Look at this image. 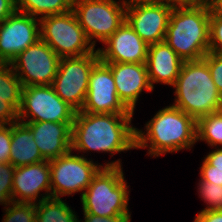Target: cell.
<instances>
[{
	"label": "cell",
	"mask_w": 222,
	"mask_h": 222,
	"mask_svg": "<svg viewBox=\"0 0 222 222\" xmlns=\"http://www.w3.org/2000/svg\"><path fill=\"white\" fill-rule=\"evenodd\" d=\"M133 114L76 111L72 124L71 150L114 153L135 149Z\"/></svg>",
	"instance_id": "cell-1"
},
{
	"label": "cell",
	"mask_w": 222,
	"mask_h": 222,
	"mask_svg": "<svg viewBox=\"0 0 222 222\" xmlns=\"http://www.w3.org/2000/svg\"><path fill=\"white\" fill-rule=\"evenodd\" d=\"M145 125L146 134L135 128V149L149 146L153 157L190 149L197 142V120L172 105L159 110Z\"/></svg>",
	"instance_id": "cell-2"
},
{
	"label": "cell",
	"mask_w": 222,
	"mask_h": 222,
	"mask_svg": "<svg viewBox=\"0 0 222 222\" xmlns=\"http://www.w3.org/2000/svg\"><path fill=\"white\" fill-rule=\"evenodd\" d=\"M173 87L176 96L172 106L196 120L220 110L222 95L204 59L184 61Z\"/></svg>",
	"instance_id": "cell-3"
},
{
	"label": "cell",
	"mask_w": 222,
	"mask_h": 222,
	"mask_svg": "<svg viewBox=\"0 0 222 222\" xmlns=\"http://www.w3.org/2000/svg\"><path fill=\"white\" fill-rule=\"evenodd\" d=\"M208 5L173 8L164 41L184 61L200 60L209 52Z\"/></svg>",
	"instance_id": "cell-4"
},
{
	"label": "cell",
	"mask_w": 222,
	"mask_h": 222,
	"mask_svg": "<svg viewBox=\"0 0 222 222\" xmlns=\"http://www.w3.org/2000/svg\"><path fill=\"white\" fill-rule=\"evenodd\" d=\"M120 159L108 162L94 176L81 196L84 214L103 217L130 215L129 186L125 182Z\"/></svg>",
	"instance_id": "cell-5"
},
{
	"label": "cell",
	"mask_w": 222,
	"mask_h": 222,
	"mask_svg": "<svg viewBox=\"0 0 222 222\" xmlns=\"http://www.w3.org/2000/svg\"><path fill=\"white\" fill-rule=\"evenodd\" d=\"M41 39L60 57L91 54L95 47L87 39L73 10L39 19Z\"/></svg>",
	"instance_id": "cell-6"
},
{
	"label": "cell",
	"mask_w": 222,
	"mask_h": 222,
	"mask_svg": "<svg viewBox=\"0 0 222 222\" xmlns=\"http://www.w3.org/2000/svg\"><path fill=\"white\" fill-rule=\"evenodd\" d=\"M118 2L120 1L73 0L72 10L94 47L95 39L104 43L125 22L126 3L124 0Z\"/></svg>",
	"instance_id": "cell-7"
},
{
	"label": "cell",
	"mask_w": 222,
	"mask_h": 222,
	"mask_svg": "<svg viewBox=\"0 0 222 222\" xmlns=\"http://www.w3.org/2000/svg\"><path fill=\"white\" fill-rule=\"evenodd\" d=\"M75 114L76 110L56 94L52 85L22 88L18 121L24 124L41 121L73 123ZM26 118L29 119L24 121Z\"/></svg>",
	"instance_id": "cell-8"
},
{
	"label": "cell",
	"mask_w": 222,
	"mask_h": 222,
	"mask_svg": "<svg viewBox=\"0 0 222 222\" xmlns=\"http://www.w3.org/2000/svg\"><path fill=\"white\" fill-rule=\"evenodd\" d=\"M99 61L98 51L79 57L60 59L57 74L52 86L56 94L76 111L85 102L88 82L93 66Z\"/></svg>",
	"instance_id": "cell-9"
},
{
	"label": "cell",
	"mask_w": 222,
	"mask_h": 222,
	"mask_svg": "<svg viewBox=\"0 0 222 222\" xmlns=\"http://www.w3.org/2000/svg\"><path fill=\"white\" fill-rule=\"evenodd\" d=\"M72 154L70 150L61 157L49 161L51 198H60L80 191L82 196L94 176L103 167L91 159L87 160L83 155Z\"/></svg>",
	"instance_id": "cell-10"
},
{
	"label": "cell",
	"mask_w": 222,
	"mask_h": 222,
	"mask_svg": "<svg viewBox=\"0 0 222 222\" xmlns=\"http://www.w3.org/2000/svg\"><path fill=\"white\" fill-rule=\"evenodd\" d=\"M60 59L47 43L39 39L10 64L23 87L52 85Z\"/></svg>",
	"instance_id": "cell-11"
},
{
	"label": "cell",
	"mask_w": 222,
	"mask_h": 222,
	"mask_svg": "<svg viewBox=\"0 0 222 222\" xmlns=\"http://www.w3.org/2000/svg\"><path fill=\"white\" fill-rule=\"evenodd\" d=\"M82 112L133 114L119 99L111 69L102 61L92 68Z\"/></svg>",
	"instance_id": "cell-12"
},
{
	"label": "cell",
	"mask_w": 222,
	"mask_h": 222,
	"mask_svg": "<svg viewBox=\"0 0 222 222\" xmlns=\"http://www.w3.org/2000/svg\"><path fill=\"white\" fill-rule=\"evenodd\" d=\"M172 7L160 2L126 4V21L148 45L163 42Z\"/></svg>",
	"instance_id": "cell-13"
},
{
	"label": "cell",
	"mask_w": 222,
	"mask_h": 222,
	"mask_svg": "<svg viewBox=\"0 0 222 222\" xmlns=\"http://www.w3.org/2000/svg\"><path fill=\"white\" fill-rule=\"evenodd\" d=\"M39 19L15 11L0 22V55L7 62L41 39Z\"/></svg>",
	"instance_id": "cell-14"
},
{
	"label": "cell",
	"mask_w": 222,
	"mask_h": 222,
	"mask_svg": "<svg viewBox=\"0 0 222 222\" xmlns=\"http://www.w3.org/2000/svg\"><path fill=\"white\" fill-rule=\"evenodd\" d=\"M98 48L103 63H146L149 45L125 22Z\"/></svg>",
	"instance_id": "cell-15"
},
{
	"label": "cell",
	"mask_w": 222,
	"mask_h": 222,
	"mask_svg": "<svg viewBox=\"0 0 222 222\" xmlns=\"http://www.w3.org/2000/svg\"><path fill=\"white\" fill-rule=\"evenodd\" d=\"M45 191L40 196V191ZM39 195V196H38ZM51 198L49 161H41L15 168L12 185V201L35 203ZM36 200V201H35Z\"/></svg>",
	"instance_id": "cell-16"
},
{
	"label": "cell",
	"mask_w": 222,
	"mask_h": 222,
	"mask_svg": "<svg viewBox=\"0 0 222 222\" xmlns=\"http://www.w3.org/2000/svg\"><path fill=\"white\" fill-rule=\"evenodd\" d=\"M112 72L117 94L122 103L134 113L139 95L152 91L146 63H105Z\"/></svg>",
	"instance_id": "cell-17"
},
{
	"label": "cell",
	"mask_w": 222,
	"mask_h": 222,
	"mask_svg": "<svg viewBox=\"0 0 222 222\" xmlns=\"http://www.w3.org/2000/svg\"><path fill=\"white\" fill-rule=\"evenodd\" d=\"M43 158L47 161L61 157L71 150L73 123L50 121L26 122Z\"/></svg>",
	"instance_id": "cell-18"
},
{
	"label": "cell",
	"mask_w": 222,
	"mask_h": 222,
	"mask_svg": "<svg viewBox=\"0 0 222 222\" xmlns=\"http://www.w3.org/2000/svg\"><path fill=\"white\" fill-rule=\"evenodd\" d=\"M183 62L165 41L150 44L146 65L152 88L154 89V83L159 82L173 86Z\"/></svg>",
	"instance_id": "cell-19"
},
{
	"label": "cell",
	"mask_w": 222,
	"mask_h": 222,
	"mask_svg": "<svg viewBox=\"0 0 222 222\" xmlns=\"http://www.w3.org/2000/svg\"><path fill=\"white\" fill-rule=\"evenodd\" d=\"M45 161L30 128L20 122L11 124V147L9 163L15 168Z\"/></svg>",
	"instance_id": "cell-20"
},
{
	"label": "cell",
	"mask_w": 222,
	"mask_h": 222,
	"mask_svg": "<svg viewBox=\"0 0 222 222\" xmlns=\"http://www.w3.org/2000/svg\"><path fill=\"white\" fill-rule=\"evenodd\" d=\"M35 222H79L76 213L62 198H49L35 204Z\"/></svg>",
	"instance_id": "cell-21"
},
{
	"label": "cell",
	"mask_w": 222,
	"mask_h": 222,
	"mask_svg": "<svg viewBox=\"0 0 222 222\" xmlns=\"http://www.w3.org/2000/svg\"><path fill=\"white\" fill-rule=\"evenodd\" d=\"M72 6L73 0H16V11L37 19L69 12Z\"/></svg>",
	"instance_id": "cell-22"
},
{
	"label": "cell",
	"mask_w": 222,
	"mask_h": 222,
	"mask_svg": "<svg viewBox=\"0 0 222 222\" xmlns=\"http://www.w3.org/2000/svg\"><path fill=\"white\" fill-rule=\"evenodd\" d=\"M22 84L10 63L0 65V98H7V102L18 112L21 106Z\"/></svg>",
	"instance_id": "cell-23"
},
{
	"label": "cell",
	"mask_w": 222,
	"mask_h": 222,
	"mask_svg": "<svg viewBox=\"0 0 222 222\" xmlns=\"http://www.w3.org/2000/svg\"><path fill=\"white\" fill-rule=\"evenodd\" d=\"M198 140L206 141L211 147L222 146V113L220 111L202 116L197 120Z\"/></svg>",
	"instance_id": "cell-24"
},
{
	"label": "cell",
	"mask_w": 222,
	"mask_h": 222,
	"mask_svg": "<svg viewBox=\"0 0 222 222\" xmlns=\"http://www.w3.org/2000/svg\"><path fill=\"white\" fill-rule=\"evenodd\" d=\"M7 207L2 222H35V203L14 202Z\"/></svg>",
	"instance_id": "cell-25"
},
{
	"label": "cell",
	"mask_w": 222,
	"mask_h": 222,
	"mask_svg": "<svg viewBox=\"0 0 222 222\" xmlns=\"http://www.w3.org/2000/svg\"><path fill=\"white\" fill-rule=\"evenodd\" d=\"M199 181L198 192L200 193V197L209 205L203 210H222V186L203 180Z\"/></svg>",
	"instance_id": "cell-26"
},
{
	"label": "cell",
	"mask_w": 222,
	"mask_h": 222,
	"mask_svg": "<svg viewBox=\"0 0 222 222\" xmlns=\"http://www.w3.org/2000/svg\"><path fill=\"white\" fill-rule=\"evenodd\" d=\"M15 167L11 163H0V204L11 206L12 185Z\"/></svg>",
	"instance_id": "cell-27"
},
{
	"label": "cell",
	"mask_w": 222,
	"mask_h": 222,
	"mask_svg": "<svg viewBox=\"0 0 222 222\" xmlns=\"http://www.w3.org/2000/svg\"><path fill=\"white\" fill-rule=\"evenodd\" d=\"M209 52L222 55V18L210 13L209 19Z\"/></svg>",
	"instance_id": "cell-28"
},
{
	"label": "cell",
	"mask_w": 222,
	"mask_h": 222,
	"mask_svg": "<svg viewBox=\"0 0 222 222\" xmlns=\"http://www.w3.org/2000/svg\"><path fill=\"white\" fill-rule=\"evenodd\" d=\"M203 59L207 62L212 80L214 81L219 93L222 95V55L214 52H208Z\"/></svg>",
	"instance_id": "cell-29"
},
{
	"label": "cell",
	"mask_w": 222,
	"mask_h": 222,
	"mask_svg": "<svg viewBox=\"0 0 222 222\" xmlns=\"http://www.w3.org/2000/svg\"><path fill=\"white\" fill-rule=\"evenodd\" d=\"M11 125H0V163H9Z\"/></svg>",
	"instance_id": "cell-30"
},
{
	"label": "cell",
	"mask_w": 222,
	"mask_h": 222,
	"mask_svg": "<svg viewBox=\"0 0 222 222\" xmlns=\"http://www.w3.org/2000/svg\"><path fill=\"white\" fill-rule=\"evenodd\" d=\"M18 121V112L7 102V98H0V125H11Z\"/></svg>",
	"instance_id": "cell-31"
},
{
	"label": "cell",
	"mask_w": 222,
	"mask_h": 222,
	"mask_svg": "<svg viewBox=\"0 0 222 222\" xmlns=\"http://www.w3.org/2000/svg\"><path fill=\"white\" fill-rule=\"evenodd\" d=\"M200 176L203 181L222 186V170L213 169V166L209 165L205 160L201 166Z\"/></svg>",
	"instance_id": "cell-32"
},
{
	"label": "cell",
	"mask_w": 222,
	"mask_h": 222,
	"mask_svg": "<svg viewBox=\"0 0 222 222\" xmlns=\"http://www.w3.org/2000/svg\"><path fill=\"white\" fill-rule=\"evenodd\" d=\"M172 8H184V7H200L208 5L209 0H158Z\"/></svg>",
	"instance_id": "cell-33"
},
{
	"label": "cell",
	"mask_w": 222,
	"mask_h": 222,
	"mask_svg": "<svg viewBox=\"0 0 222 222\" xmlns=\"http://www.w3.org/2000/svg\"><path fill=\"white\" fill-rule=\"evenodd\" d=\"M82 222H130L131 215H118L115 217H103L95 214H84ZM81 222V220H79Z\"/></svg>",
	"instance_id": "cell-34"
},
{
	"label": "cell",
	"mask_w": 222,
	"mask_h": 222,
	"mask_svg": "<svg viewBox=\"0 0 222 222\" xmlns=\"http://www.w3.org/2000/svg\"><path fill=\"white\" fill-rule=\"evenodd\" d=\"M193 222H222V210H201Z\"/></svg>",
	"instance_id": "cell-35"
},
{
	"label": "cell",
	"mask_w": 222,
	"mask_h": 222,
	"mask_svg": "<svg viewBox=\"0 0 222 222\" xmlns=\"http://www.w3.org/2000/svg\"><path fill=\"white\" fill-rule=\"evenodd\" d=\"M16 11V0H0V22Z\"/></svg>",
	"instance_id": "cell-36"
},
{
	"label": "cell",
	"mask_w": 222,
	"mask_h": 222,
	"mask_svg": "<svg viewBox=\"0 0 222 222\" xmlns=\"http://www.w3.org/2000/svg\"><path fill=\"white\" fill-rule=\"evenodd\" d=\"M204 160L211 166L213 169L222 170V147L208 153Z\"/></svg>",
	"instance_id": "cell-37"
},
{
	"label": "cell",
	"mask_w": 222,
	"mask_h": 222,
	"mask_svg": "<svg viewBox=\"0 0 222 222\" xmlns=\"http://www.w3.org/2000/svg\"><path fill=\"white\" fill-rule=\"evenodd\" d=\"M208 7L214 17L222 18V0H209Z\"/></svg>",
	"instance_id": "cell-38"
},
{
	"label": "cell",
	"mask_w": 222,
	"mask_h": 222,
	"mask_svg": "<svg viewBox=\"0 0 222 222\" xmlns=\"http://www.w3.org/2000/svg\"><path fill=\"white\" fill-rule=\"evenodd\" d=\"M126 4H134L139 2H158V0H124Z\"/></svg>",
	"instance_id": "cell-39"
},
{
	"label": "cell",
	"mask_w": 222,
	"mask_h": 222,
	"mask_svg": "<svg viewBox=\"0 0 222 222\" xmlns=\"http://www.w3.org/2000/svg\"><path fill=\"white\" fill-rule=\"evenodd\" d=\"M7 62L1 57L0 55V65H4L6 64Z\"/></svg>",
	"instance_id": "cell-40"
},
{
	"label": "cell",
	"mask_w": 222,
	"mask_h": 222,
	"mask_svg": "<svg viewBox=\"0 0 222 222\" xmlns=\"http://www.w3.org/2000/svg\"><path fill=\"white\" fill-rule=\"evenodd\" d=\"M219 111L222 113V99H221V107Z\"/></svg>",
	"instance_id": "cell-41"
}]
</instances>
